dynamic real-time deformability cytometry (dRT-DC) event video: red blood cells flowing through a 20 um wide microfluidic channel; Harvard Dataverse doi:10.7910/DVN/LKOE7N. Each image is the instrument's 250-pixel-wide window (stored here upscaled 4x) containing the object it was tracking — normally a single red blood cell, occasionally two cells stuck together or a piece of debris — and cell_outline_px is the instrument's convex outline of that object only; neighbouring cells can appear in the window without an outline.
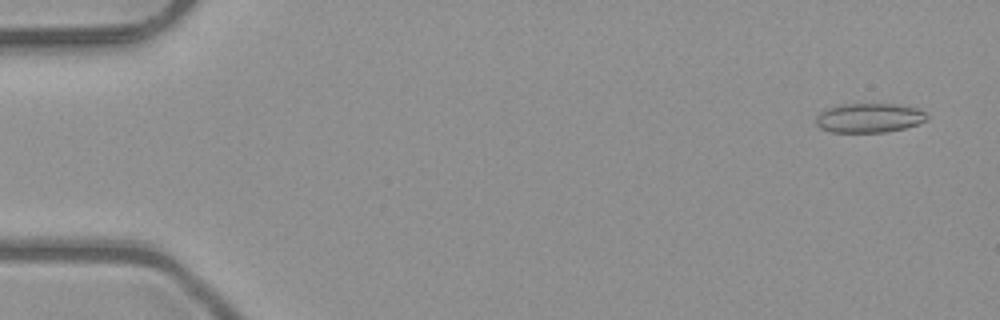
{"species": "common noctule bat (a hibernating species)", "species_latin": "Nyctalus noctula", "temperature_condition": "room temperature", "stored_images_in_passage": 52, "camera_frame_rate_fps": 3000, "um_per_image_px": 0.085, "animal": {"sex": "male", "body_mass_g": 23.1, "forearm_length_mm": 52.7}, "frame": {"image": 1, "passage_image": 3, "time_ms": 0.667, "image_size_px": [1000, 320], "cell_outline_px": [[928, 120], [904, 128], [884, 132], [832, 132], [820, 128], [816, 124], [816, 116], [820, 112], [836, 104], [896, 104], [920, 108], [928, 116]], "centroid_in_image_um": [73.88, 10.01], "position_along_channel_um": 11.1, "area_um2": 19.07}}
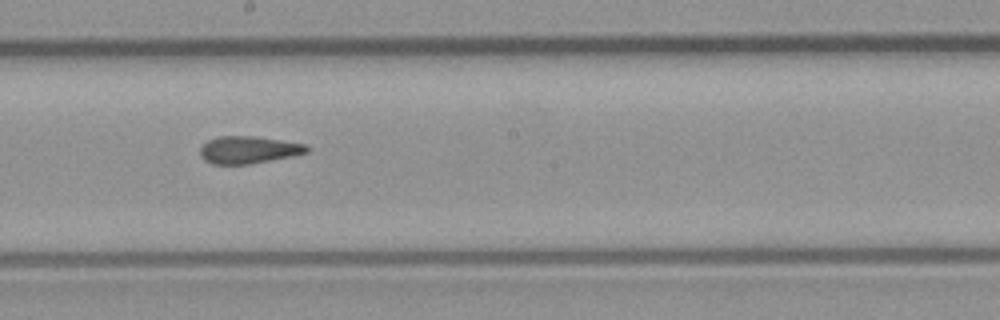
{"frame": {"image": 2, "passage_image": 29, "time_ms": 9.333, "image_size_px": [1000, 320], "cell_outline_px": [[308, 152], [292, 156], [248, 164], [212, 164], [204, 160], [200, 156], [200, 148], [208, 140], [216, 136], [256, 136], [308, 144]], "centroid_in_image_um": [21.11, 12.72], "position_along_channel_um": 227.1, "area_um2": 17.05}}
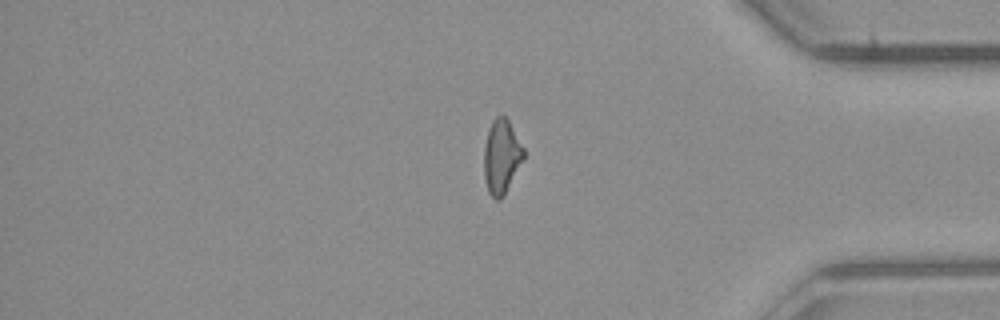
{"frame": {"image": 3, "passage_image": 43, "time_ms": 14.0, "image_size_px": [1000, 320], "cell_outline_px": [[524, 160], [500, 200], [496, 200], [488, 192], [484, 176], [484, 144], [488, 128], [492, 120], [496, 116], [504, 116], [508, 120], [524, 148]], "centroid_in_image_um": [42.62, 13.29], "position_along_channel_um": 392.6, "area_um2": 17.11}, "authors_computed_cell_mechanics": {"area_um2": 17.629, "velocity_mm_per_s": 4.0666, "shape_relaxation_time_tau1_ms": null, "shape_relaxation_time_tau2_ms": 2.7472, "deformation_change_tau1": null, "deformation_change_tau2": 0.1093}}